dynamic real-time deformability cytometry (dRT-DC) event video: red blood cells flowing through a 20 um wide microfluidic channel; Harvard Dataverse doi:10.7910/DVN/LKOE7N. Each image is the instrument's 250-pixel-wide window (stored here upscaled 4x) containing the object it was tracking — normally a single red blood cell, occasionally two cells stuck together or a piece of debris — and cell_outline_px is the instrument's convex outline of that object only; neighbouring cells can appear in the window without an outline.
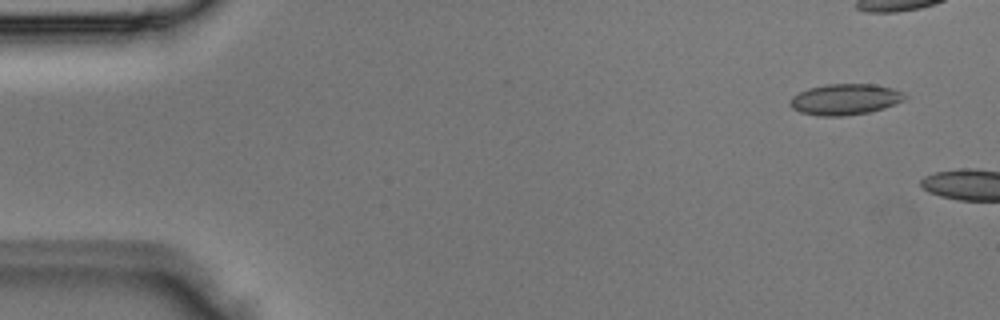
{"species": "Egyptian fruit bat (a non-hibernating species)", "species_latin": "Rousettus aegyptiacus", "temperature_condition": "room temperature", "stored_images_in_passage": 2, "camera_frame_rate_fps": 3000, "um_per_image_px": 0.085, "animal": {"sex": "male"}, "frame": {"image": 1, "passage_image": 1, "time_ms": 0.0, "image_size_px": [1000, 320], "cell_outline_px": [[908, 96], [904, 100], [884, 108], [868, 112], [844, 116], [820, 116], [800, 112], [792, 108], [788, 104], [792, 96], [808, 88], [828, 84], [872, 84], [892, 88], [904, 92]], "centroid_in_image_um": [71.83, 8.44], "position_along_channel_um": 13.2, "area_um2": 20.75}}